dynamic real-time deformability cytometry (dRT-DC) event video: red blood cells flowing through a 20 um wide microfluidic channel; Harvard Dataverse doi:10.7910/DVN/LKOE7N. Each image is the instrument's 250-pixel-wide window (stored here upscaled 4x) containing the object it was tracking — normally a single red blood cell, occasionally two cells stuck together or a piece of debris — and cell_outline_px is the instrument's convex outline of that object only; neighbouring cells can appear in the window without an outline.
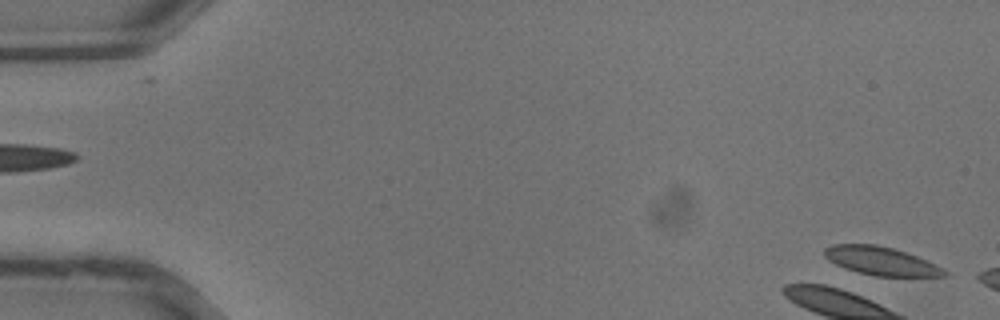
{"species": "common noctule bat (a hibernating species)", "species_latin": "Nyctalus noctula", "temperature_condition": "warm", "stored_images_in_passage": 9, "camera_frame_rate_fps": 3000, "um_per_image_px": 0.085, "animal": {"sex": "male", "body_mass_g": 13.3}, "frame": {"image": 1, "passage_image": 1, "time_ms": 0.0, "image_size_px": [1000, 320], "cell_outline_px": [[952, 276], [876, 276], [844, 268], [828, 260], [824, 256], [824, 248], [832, 244], [876, 244], [892, 248], [916, 256], [936, 264], [952, 272]], "centroid_in_image_um": [74.94, 22.19], "position_along_channel_um": 10.1, "area_um2": 19.94}}